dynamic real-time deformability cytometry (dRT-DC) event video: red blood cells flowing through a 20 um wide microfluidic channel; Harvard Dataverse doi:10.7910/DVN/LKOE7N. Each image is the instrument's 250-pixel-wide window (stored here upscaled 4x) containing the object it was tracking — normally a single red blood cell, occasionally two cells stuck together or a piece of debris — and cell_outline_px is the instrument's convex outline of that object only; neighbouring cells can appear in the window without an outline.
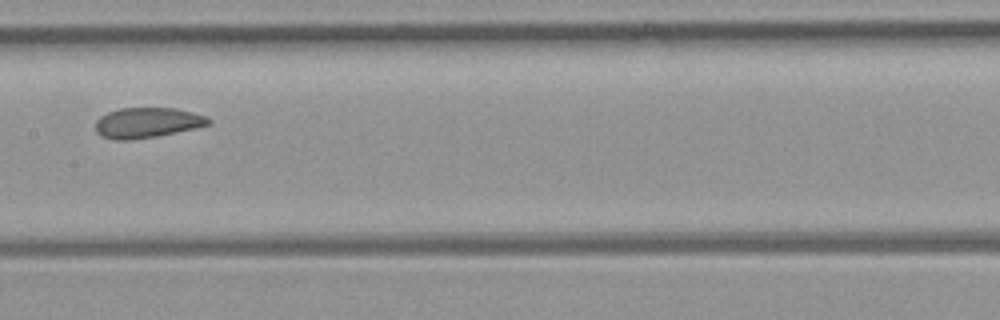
{"species": "common noctule bat (a hibernating species)", "species_latin": "Nyctalus noctula", "temperature_condition": "room temperature", "stored_images_in_passage": 7, "camera_frame_rate_fps": 3000, "um_per_image_px": 0.085, "animal": {"sex": "female", "body_mass_g": 21.9}, "frame": {"image": 1, "passage_image": 5, "time_ms": 5.667, "image_size_px": [1000, 320], "cell_outline_px": [[212, 124], [196, 128], [156, 136], [128, 140], [112, 140], [100, 136], [96, 132], [96, 120], [100, 116], [108, 112], [120, 108], [176, 108], [192, 112], [204, 116], [212, 120]], "centroid_in_image_um": [12.5, 10.43], "position_along_channel_um": 194.9, "area_um2": 20.0}}
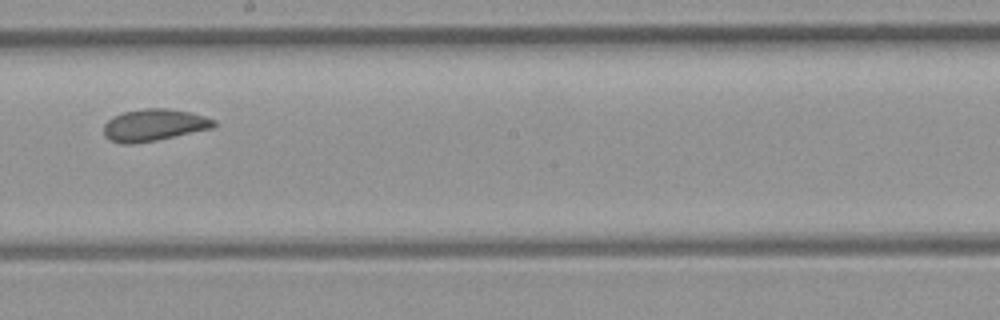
{"frame": {"image": 2, "passage_image": 6, "time_ms": 6.667, "image_size_px": [1000, 320], "cell_outline_px": [[216, 124], [212, 128], [156, 140], [132, 144], [120, 144], [108, 140], [104, 136], [104, 124], [112, 116], [124, 112], [144, 108], [168, 108], [192, 112], [216, 120]], "centroid_in_image_um": [13.06, 10.63], "position_along_channel_um": 235.1, "area_um2": 20.63}}
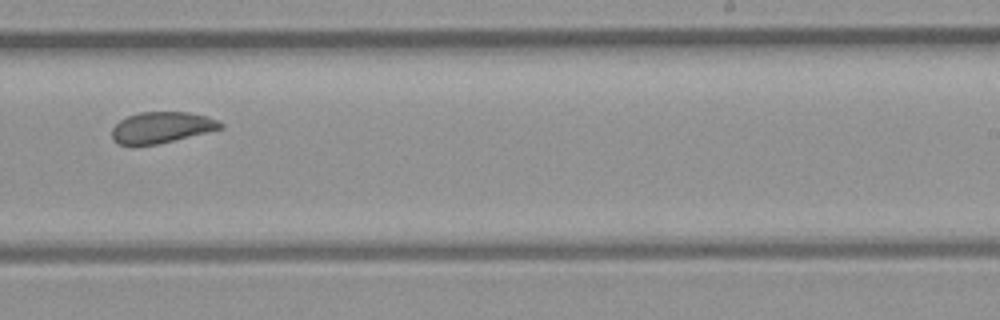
{"frame": {"image": 3, "passage_image": 7, "time_ms": 7.667, "image_size_px": [1000, 320], "cell_outline_px": [[224, 128], [156, 144], [120, 144], [112, 140], [112, 128], [120, 120], [128, 116], [140, 112], [188, 112], [208, 116], [224, 124]], "centroid_in_image_um": [13.75, 10.82], "position_along_channel_um": 275.3, "area_um2": 19.42}}